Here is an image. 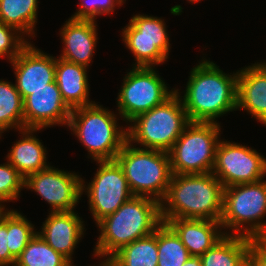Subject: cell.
<instances>
[{"instance_id":"cell-6","label":"cell","mask_w":266,"mask_h":266,"mask_svg":"<svg viewBox=\"0 0 266 266\" xmlns=\"http://www.w3.org/2000/svg\"><path fill=\"white\" fill-rule=\"evenodd\" d=\"M115 160L134 196L152 198L159 203L164 200L173 175L168 152L134 147L127 141Z\"/></svg>"},{"instance_id":"cell-4","label":"cell","mask_w":266,"mask_h":266,"mask_svg":"<svg viewBox=\"0 0 266 266\" xmlns=\"http://www.w3.org/2000/svg\"><path fill=\"white\" fill-rule=\"evenodd\" d=\"M179 90L162 104L134 117L126 128L127 141L143 146V149L169 152L190 123Z\"/></svg>"},{"instance_id":"cell-23","label":"cell","mask_w":266,"mask_h":266,"mask_svg":"<svg viewBox=\"0 0 266 266\" xmlns=\"http://www.w3.org/2000/svg\"><path fill=\"white\" fill-rule=\"evenodd\" d=\"M38 0H0V21L35 37Z\"/></svg>"},{"instance_id":"cell-11","label":"cell","mask_w":266,"mask_h":266,"mask_svg":"<svg viewBox=\"0 0 266 266\" xmlns=\"http://www.w3.org/2000/svg\"><path fill=\"white\" fill-rule=\"evenodd\" d=\"M99 168L89 184L82 179V194L88 193L89 208L96 223L133 197L128 181L116 160L97 161ZM86 186V187H85ZM85 190V191H84Z\"/></svg>"},{"instance_id":"cell-33","label":"cell","mask_w":266,"mask_h":266,"mask_svg":"<svg viewBox=\"0 0 266 266\" xmlns=\"http://www.w3.org/2000/svg\"><path fill=\"white\" fill-rule=\"evenodd\" d=\"M247 266H266V239H252Z\"/></svg>"},{"instance_id":"cell-15","label":"cell","mask_w":266,"mask_h":266,"mask_svg":"<svg viewBox=\"0 0 266 266\" xmlns=\"http://www.w3.org/2000/svg\"><path fill=\"white\" fill-rule=\"evenodd\" d=\"M15 70L16 84L24 100L32 91L55 81L56 58L35 48L30 42L10 62Z\"/></svg>"},{"instance_id":"cell-31","label":"cell","mask_w":266,"mask_h":266,"mask_svg":"<svg viewBox=\"0 0 266 266\" xmlns=\"http://www.w3.org/2000/svg\"><path fill=\"white\" fill-rule=\"evenodd\" d=\"M81 2L79 9L71 17L72 19L95 21L97 15L110 14L115 6L125 3L124 0H81Z\"/></svg>"},{"instance_id":"cell-2","label":"cell","mask_w":266,"mask_h":266,"mask_svg":"<svg viewBox=\"0 0 266 266\" xmlns=\"http://www.w3.org/2000/svg\"><path fill=\"white\" fill-rule=\"evenodd\" d=\"M224 187L212 173L173 174L160 203L161 220L184 218L220 221Z\"/></svg>"},{"instance_id":"cell-26","label":"cell","mask_w":266,"mask_h":266,"mask_svg":"<svg viewBox=\"0 0 266 266\" xmlns=\"http://www.w3.org/2000/svg\"><path fill=\"white\" fill-rule=\"evenodd\" d=\"M157 266H182L191 256L175 231L165 222L157 227Z\"/></svg>"},{"instance_id":"cell-34","label":"cell","mask_w":266,"mask_h":266,"mask_svg":"<svg viewBox=\"0 0 266 266\" xmlns=\"http://www.w3.org/2000/svg\"><path fill=\"white\" fill-rule=\"evenodd\" d=\"M182 266H203L201 257L190 256Z\"/></svg>"},{"instance_id":"cell-37","label":"cell","mask_w":266,"mask_h":266,"mask_svg":"<svg viewBox=\"0 0 266 266\" xmlns=\"http://www.w3.org/2000/svg\"><path fill=\"white\" fill-rule=\"evenodd\" d=\"M189 1V3L191 2V3H193V2H196L197 3V1L199 2V1H201V0H188Z\"/></svg>"},{"instance_id":"cell-14","label":"cell","mask_w":266,"mask_h":266,"mask_svg":"<svg viewBox=\"0 0 266 266\" xmlns=\"http://www.w3.org/2000/svg\"><path fill=\"white\" fill-rule=\"evenodd\" d=\"M71 111L54 81L45 88L32 91L23 100L24 128L43 129L56 124L67 125Z\"/></svg>"},{"instance_id":"cell-32","label":"cell","mask_w":266,"mask_h":266,"mask_svg":"<svg viewBox=\"0 0 266 266\" xmlns=\"http://www.w3.org/2000/svg\"><path fill=\"white\" fill-rule=\"evenodd\" d=\"M7 242V210H5L0 217V266H15L16 259L10 254Z\"/></svg>"},{"instance_id":"cell-7","label":"cell","mask_w":266,"mask_h":266,"mask_svg":"<svg viewBox=\"0 0 266 266\" xmlns=\"http://www.w3.org/2000/svg\"><path fill=\"white\" fill-rule=\"evenodd\" d=\"M266 181L232 185L223 190L221 226L230 235L266 239ZM248 224V226L246 225ZM244 226V227H243ZM242 231V232H241Z\"/></svg>"},{"instance_id":"cell-5","label":"cell","mask_w":266,"mask_h":266,"mask_svg":"<svg viewBox=\"0 0 266 266\" xmlns=\"http://www.w3.org/2000/svg\"><path fill=\"white\" fill-rule=\"evenodd\" d=\"M116 119L114 113L94 103L73 109L67 127L94 161L115 160L127 142V130L121 129Z\"/></svg>"},{"instance_id":"cell-12","label":"cell","mask_w":266,"mask_h":266,"mask_svg":"<svg viewBox=\"0 0 266 266\" xmlns=\"http://www.w3.org/2000/svg\"><path fill=\"white\" fill-rule=\"evenodd\" d=\"M212 173L224 188L258 182L266 175V158L245 145L220 140Z\"/></svg>"},{"instance_id":"cell-17","label":"cell","mask_w":266,"mask_h":266,"mask_svg":"<svg viewBox=\"0 0 266 266\" xmlns=\"http://www.w3.org/2000/svg\"><path fill=\"white\" fill-rule=\"evenodd\" d=\"M237 109L249 112L266 125V62L237 72Z\"/></svg>"},{"instance_id":"cell-16","label":"cell","mask_w":266,"mask_h":266,"mask_svg":"<svg viewBox=\"0 0 266 266\" xmlns=\"http://www.w3.org/2000/svg\"><path fill=\"white\" fill-rule=\"evenodd\" d=\"M73 211L50 212L37 232L50 247L73 264L72 255L84 232L82 219Z\"/></svg>"},{"instance_id":"cell-1","label":"cell","mask_w":266,"mask_h":266,"mask_svg":"<svg viewBox=\"0 0 266 266\" xmlns=\"http://www.w3.org/2000/svg\"><path fill=\"white\" fill-rule=\"evenodd\" d=\"M190 73L180 96L190 122L217 123L215 118L237 110V72L226 74L203 59Z\"/></svg>"},{"instance_id":"cell-18","label":"cell","mask_w":266,"mask_h":266,"mask_svg":"<svg viewBox=\"0 0 266 266\" xmlns=\"http://www.w3.org/2000/svg\"><path fill=\"white\" fill-rule=\"evenodd\" d=\"M96 26V21L69 18L60 30L64 43L60 58L88 68L98 38Z\"/></svg>"},{"instance_id":"cell-10","label":"cell","mask_w":266,"mask_h":266,"mask_svg":"<svg viewBox=\"0 0 266 266\" xmlns=\"http://www.w3.org/2000/svg\"><path fill=\"white\" fill-rule=\"evenodd\" d=\"M122 30L123 42L135 56L134 67H154L168 58L171 44L164 19L138 14Z\"/></svg>"},{"instance_id":"cell-25","label":"cell","mask_w":266,"mask_h":266,"mask_svg":"<svg viewBox=\"0 0 266 266\" xmlns=\"http://www.w3.org/2000/svg\"><path fill=\"white\" fill-rule=\"evenodd\" d=\"M11 128L24 129L23 99L15 84L0 80V137Z\"/></svg>"},{"instance_id":"cell-29","label":"cell","mask_w":266,"mask_h":266,"mask_svg":"<svg viewBox=\"0 0 266 266\" xmlns=\"http://www.w3.org/2000/svg\"><path fill=\"white\" fill-rule=\"evenodd\" d=\"M25 179L7 161L0 164V203L18 199L24 187Z\"/></svg>"},{"instance_id":"cell-27","label":"cell","mask_w":266,"mask_h":266,"mask_svg":"<svg viewBox=\"0 0 266 266\" xmlns=\"http://www.w3.org/2000/svg\"><path fill=\"white\" fill-rule=\"evenodd\" d=\"M15 266H72V264L36 234L16 259Z\"/></svg>"},{"instance_id":"cell-3","label":"cell","mask_w":266,"mask_h":266,"mask_svg":"<svg viewBox=\"0 0 266 266\" xmlns=\"http://www.w3.org/2000/svg\"><path fill=\"white\" fill-rule=\"evenodd\" d=\"M162 223L160 203L152 198L133 196L115 213L96 224L100 228L94 255L112 257L122 247L153 233Z\"/></svg>"},{"instance_id":"cell-30","label":"cell","mask_w":266,"mask_h":266,"mask_svg":"<svg viewBox=\"0 0 266 266\" xmlns=\"http://www.w3.org/2000/svg\"><path fill=\"white\" fill-rule=\"evenodd\" d=\"M22 36L16 28L0 21V58L7 56L11 62L29 43Z\"/></svg>"},{"instance_id":"cell-28","label":"cell","mask_w":266,"mask_h":266,"mask_svg":"<svg viewBox=\"0 0 266 266\" xmlns=\"http://www.w3.org/2000/svg\"><path fill=\"white\" fill-rule=\"evenodd\" d=\"M7 232L10 254L17 259L27 244L37 234L34 225L16 210H7Z\"/></svg>"},{"instance_id":"cell-9","label":"cell","mask_w":266,"mask_h":266,"mask_svg":"<svg viewBox=\"0 0 266 266\" xmlns=\"http://www.w3.org/2000/svg\"><path fill=\"white\" fill-rule=\"evenodd\" d=\"M132 68L123 79L116 101L120 117L126 122L162 104L175 92V89L168 91L153 67Z\"/></svg>"},{"instance_id":"cell-19","label":"cell","mask_w":266,"mask_h":266,"mask_svg":"<svg viewBox=\"0 0 266 266\" xmlns=\"http://www.w3.org/2000/svg\"><path fill=\"white\" fill-rule=\"evenodd\" d=\"M179 236L191 256L201 257L225 235L220 221L175 218L165 221ZM219 228V229H218Z\"/></svg>"},{"instance_id":"cell-13","label":"cell","mask_w":266,"mask_h":266,"mask_svg":"<svg viewBox=\"0 0 266 266\" xmlns=\"http://www.w3.org/2000/svg\"><path fill=\"white\" fill-rule=\"evenodd\" d=\"M24 187L37 192L51 205L52 212L73 211L82 195V178L74 172L49 166L29 175Z\"/></svg>"},{"instance_id":"cell-20","label":"cell","mask_w":266,"mask_h":266,"mask_svg":"<svg viewBox=\"0 0 266 266\" xmlns=\"http://www.w3.org/2000/svg\"><path fill=\"white\" fill-rule=\"evenodd\" d=\"M55 81L63 101L71 110L95 103L89 100L90 89L86 67L60 57L56 58Z\"/></svg>"},{"instance_id":"cell-21","label":"cell","mask_w":266,"mask_h":266,"mask_svg":"<svg viewBox=\"0 0 266 266\" xmlns=\"http://www.w3.org/2000/svg\"><path fill=\"white\" fill-rule=\"evenodd\" d=\"M41 129H21L22 139L13 144L7 155L8 162L26 179L35 172L45 170L47 164L46 148L40 140L33 135ZM33 133V134H32Z\"/></svg>"},{"instance_id":"cell-24","label":"cell","mask_w":266,"mask_h":266,"mask_svg":"<svg viewBox=\"0 0 266 266\" xmlns=\"http://www.w3.org/2000/svg\"><path fill=\"white\" fill-rule=\"evenodd\" d=\"M111 258L118 266H157V228L150 235L122 247Z\"/></svg>"},{"instance_id":"cell-8","label":"cell","mask_w":266,"mask_h":266,"mask_svg":"<svg viewBox=\"0 0 266 266\" xmlns=\"http://www.w3.org/2000/svg\"><path fill=\"white\" fill-rule=\"evenodd\" d=\"M220 132L219 123L190 122L168 152L172 174L212 172Z\"/></svg>"},{"instance_id":"cell-22","label":"cell","mask_w":266,"mask_h":266,"mask_svg":"<svg viewBox=\"0 0 266 266\" xmlns=\"http://www.w3.org/2000/svg\"><path fill=\"white\" fill-rule=\"evenodd\" d=\"M252 238L225 235L202 256L203 266H247Z\"/></svg>"},{"instance_id":"cell-36","label":"cell","mask_w":266,"mask_h":266,"mask_svg":"<svg viewBox=\"0 0 266 266\" xmlns=\"http://www.w3.org/2000/svg\"><path fill=\"white\" fill-rule=\"evenodd\" d=\"M5 212V207L0 203V217Z\"/></svg>"},{"instance_id":"cell-35","label":"cell","mask_w":266,"mask_h":266,"mask_svg":"<svg viewBox=\"0 0 266 266\" xmlns=\"http://www.w3.org/2000/svg\"><path fill=\"white\" fill-rule=\"evenodd\" d=\"M100 266H118V264L111 257H107L101 262Z\"/></svg>"}]
</instances>
